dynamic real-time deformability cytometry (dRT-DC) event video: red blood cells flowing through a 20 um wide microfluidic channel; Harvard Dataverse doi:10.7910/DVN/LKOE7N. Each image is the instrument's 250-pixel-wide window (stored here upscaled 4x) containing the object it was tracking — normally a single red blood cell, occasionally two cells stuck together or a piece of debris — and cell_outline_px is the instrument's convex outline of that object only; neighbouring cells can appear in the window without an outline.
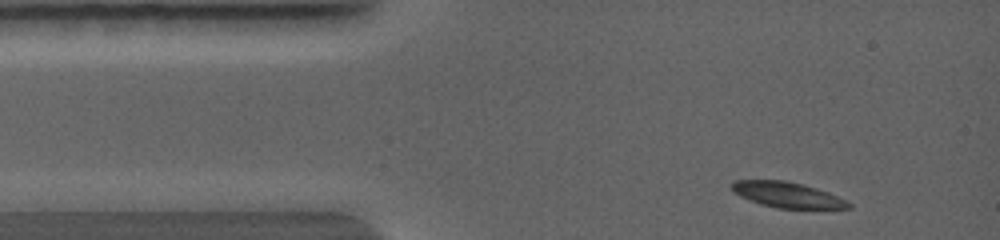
{"species": "common noctule bat (a hibernating species)", "species_latin": "Nyctalus noctula", "temperature_condition": "warm", "stored_images_in_passage": 43, "camera_frame_rate_fps": 5000, "um_per_image_px": 0.085, "animal": {"sex": "female", "body_mass_g": 19.0, "forearm_length_mm": 56.7}, "frame": {"image": 1, "passage_image": 2, "time_ms": 0.2, "image_size_px": [1000, 240], "cell_outline_px": [[852, 208], [776, 208], [760, 204], [748, 200], [732, 192], [732, 184], [736, 180], [780, 180], [800, 184], [836, 196], [852, 204]], "centroid_in_image_um": [66.84, 16.57], "position_along_channel_um": 18.2, "area_um2": 16.88}}
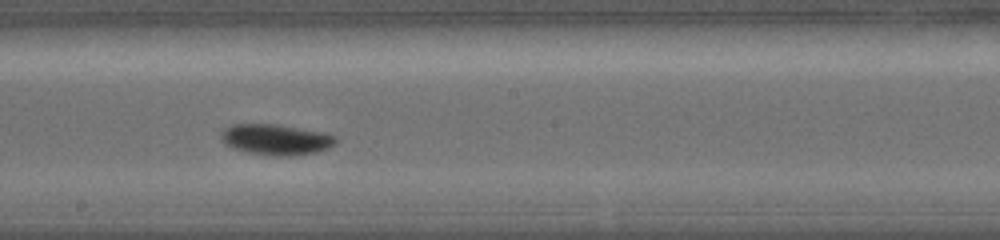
{"frame": {"image": 2, "passage_image": 27, "time_ms": 4.8, "image_size_px": [1000, 240], "cell_outline_px": [[336, 144], [328, 148], [316, 152], [296, 156], [272, 156], [248, 152], [232, 148], [224, 140], [224, 132], [228, 128], [240, 124], [268, 124], [292, 128], [332, 136], [336, 140]], "centroid_in_image_um": [23.47, 11.91], "position_along_channel_um": 224.7, "area_um2": 19.36}}
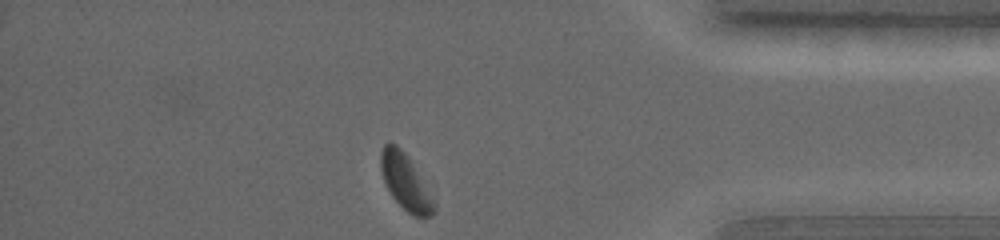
{"frame": {"image": 3, "passage_image": 43, "time_ms": 8.4, "image_size_px": [1000, 240], "cell_outline_px": [[436, 208], [432, 216], [412, 216], [392, 196], [384, 180], [380, 160], [384, 144], [392, 144], [404, 156]], "centroid_in_image_um": [34.4, 15.58], "position_along_channel_um": 400.8, "area_um2": 15.09}}